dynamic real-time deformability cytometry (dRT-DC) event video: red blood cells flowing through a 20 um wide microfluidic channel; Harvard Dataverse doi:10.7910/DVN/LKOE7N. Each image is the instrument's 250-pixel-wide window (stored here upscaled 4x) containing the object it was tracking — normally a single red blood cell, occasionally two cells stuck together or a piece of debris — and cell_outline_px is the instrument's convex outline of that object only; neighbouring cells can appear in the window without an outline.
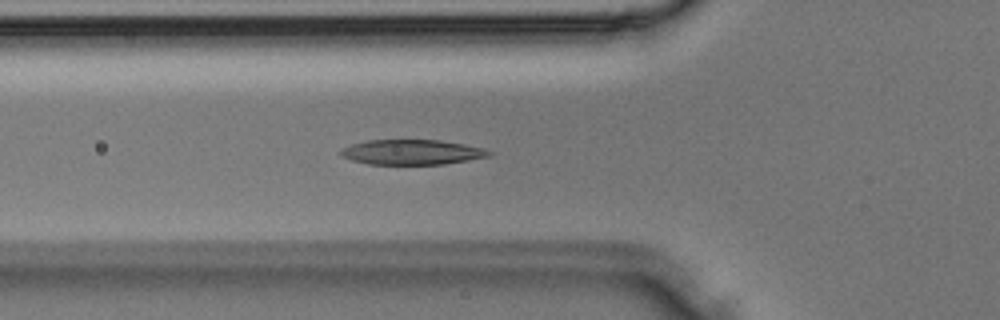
{"species": "Egyptian fruit bat (a non-hibernating species)", "species_latin": "Rousettus aegyptiacus", "temperature_condition": "room temperature", "stored_images_in_passage": 24, "camera_frame_rate_fps": 3000, "um_per_image_px": 0.085, "animal": {"sex": "male"}, "frame": {"image": 1, "passage_image": 5, "time_ms": 1.333, "image_size_px": [1000, 320], "cell_outline_px": [[492, 156], [444, 164], [368, 164], [352, 160], [340, 156], [340, 152], [344, 148], [352, 144], [368, 140], [440, 140], [464, 144], [480, 148], [492, 152]], "centroid_in_image_um": [35.01, 12.93], "position_along_channel_um": 90.8, "area_um2": 21.44}}
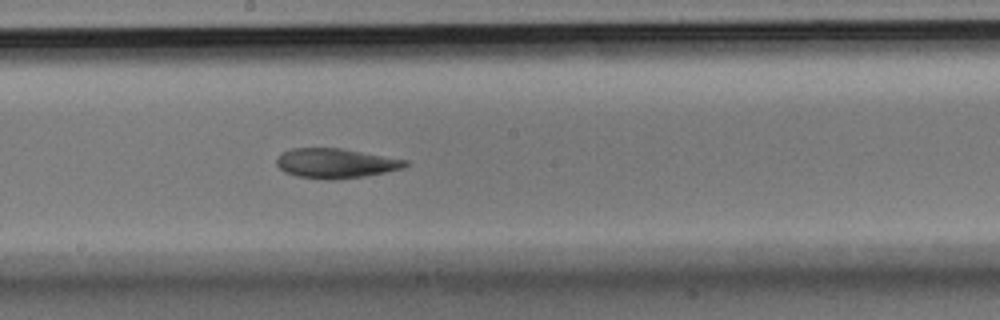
{"frame": {"image": 2, "passage_image": 12, "time_ms": 3.667, "image_size_px": [1000, 320], "cell_outline_px": [[408, 164], [404, 168], [364, 176], [332, 180], [324, 180], [296, 176], [284, 172], [276, 164], [276, 160], [284, 152], [292, 148], [340, 148], [408, 160]], "centroid_in_image_um": [28.52, 13.89], "position_along_channel_um": 219.7, "area_um2": 22.2}}
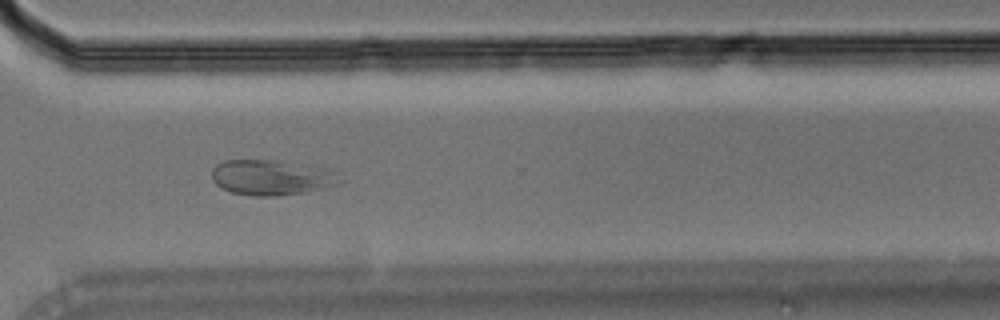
{"frame": {"image": 3, "passage_image": 19, "time_ms": 6.0, "image_size_px": [1000, 320], "cell_outline_px": [[336, 184], [304, 192], [276, 196], [252, 196], [232, 192], [216, 184], [212, 180], [212, 168], [216, 164], [224, 160], [268, 160], [328, 168], [336, 180]], "centroid_in_image_um": [22.94, 15.08], "position_along_channel_um": 347.7, "area_um2": 25.55}}